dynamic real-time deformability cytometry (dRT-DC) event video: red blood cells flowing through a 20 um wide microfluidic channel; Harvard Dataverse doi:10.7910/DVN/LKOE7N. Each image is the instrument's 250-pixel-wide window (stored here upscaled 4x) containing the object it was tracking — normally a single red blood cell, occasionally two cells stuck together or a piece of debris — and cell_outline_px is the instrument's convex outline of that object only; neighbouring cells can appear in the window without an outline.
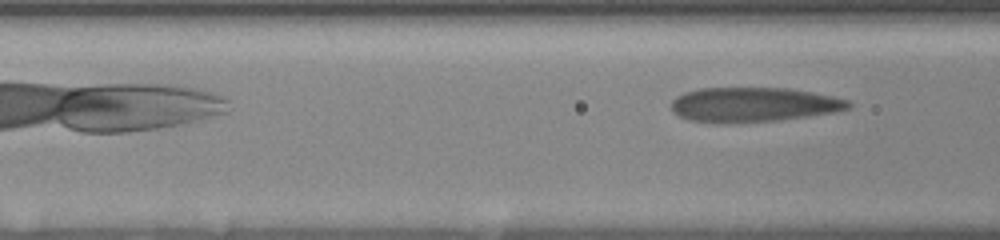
{"species": "human", "species_latin": "Homo sapiens", "temperature_condition": "room temperature", "stored_images_in_passage": 6, "camera_frame_rate_fps": 3000, "um_per_image_px": 0.085, "donor": {"sex": "female"}, "frame": {"image": 1, "passage_image": 6, "time_ms": 1.667, "image_size_px": [1000, 240], "cell_outline_px": [[852, 104], [848, 108], [832, 112], [776, 120], [688, 120], [672, 112], [672, 100], [676, 96], [684, 92], [700, 88], [788, 88], [812, 92], [832, 96], [848, 100]], "centroid_in_image_um": [64.04, 8.84], "position_along_channel_um": 102.6, "area_um2": 34.33}}